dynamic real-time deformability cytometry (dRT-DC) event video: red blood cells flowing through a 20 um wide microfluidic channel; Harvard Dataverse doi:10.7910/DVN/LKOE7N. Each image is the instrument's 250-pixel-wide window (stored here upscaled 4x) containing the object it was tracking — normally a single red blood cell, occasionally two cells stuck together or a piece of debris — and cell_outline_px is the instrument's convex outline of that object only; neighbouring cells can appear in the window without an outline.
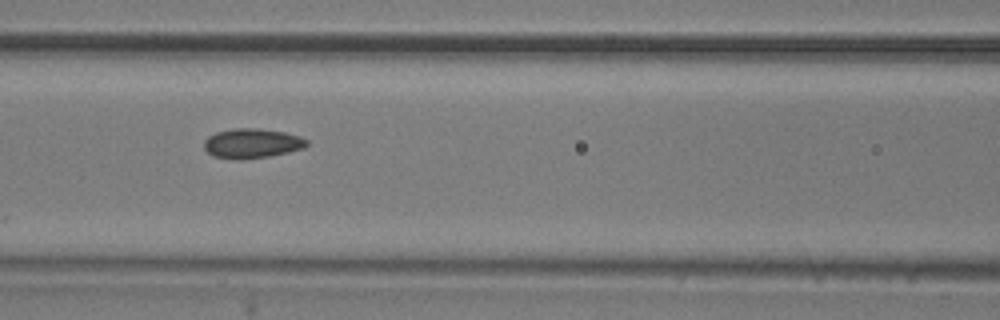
{"species": "common noctule bat (a hibernating species)", "species_latin": "Nyctalus noctula", "temperature_condition": "room temperature", "stored_images_in_passage": 7, "camera_frame_rate_fps": 3000, "um_per_image_px": 0.085, "animal": {"sex": "male", "body_mass_g": 20.5, "forearm_length_mm": 52.5}, "frame": {"image": 1, "passage_image": 4, "time_ms": 1.0, "image_size_px": [1000, 320], "cell_outline_px": [[308, 144], [304, 148], [288, 152], [268, 156], [240, 160], [212, 156], [204, 148], [204, 140], [208, 136], [216, 132], [236, 128], [260, 128], [284, 132], [300, 136], [308, 140]], "centroid_in_image_um": [21.41, 12.18], "position_along_channel_um": 145.2, "area_um2": 17.8}}
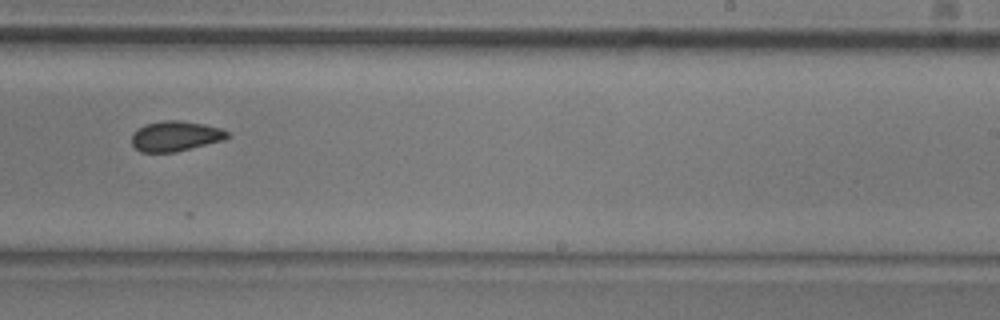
{"frame": {"image": 2, "passage_image": 7, "time_ms": 2.0, "image_size_px": [1000, 320], "cell_outline_px": [[228, 136], [224, 140], [176, 152], [140, 152], [132, 144], [132, 132], [144, 124], [164, 120], [180, 120], [204, 124], [220, 128], [228, 132]], "centroid_in_image_um": [14.89, 11.57], "position_along_channel_um": 274.1, "area_um2": 16.88}}